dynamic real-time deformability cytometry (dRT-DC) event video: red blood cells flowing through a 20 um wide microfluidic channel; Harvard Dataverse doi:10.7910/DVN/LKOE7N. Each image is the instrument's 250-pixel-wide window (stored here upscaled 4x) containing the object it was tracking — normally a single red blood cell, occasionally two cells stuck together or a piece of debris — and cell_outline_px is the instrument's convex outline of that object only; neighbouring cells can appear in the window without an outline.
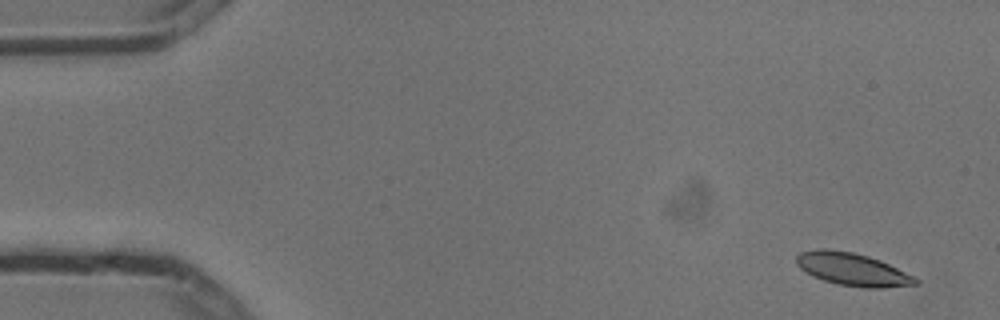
{"species": "common noctule bat (a hibernating species)", "species_latin": "Nyctalus noctula", "temperature_condition": "cold", "stored_images_in_passage": 6, "camera_frame_rate_fps": 3000, "um_per_image_px": 0.085, "animal": {"sex": "male", "body_mass_g": 13.3}, "frame": {"image": 1, "passage_image": 1, "time_ms": 0.0, "image_size_px": [1000, 320], "cell_outline_px": [[920, 284], [884, 288], [864, 288], [836, 284], [812, 276], [800, 268], [796, 264], [796, 256], [800, 252], [820, 248], [824, 248], [852, 252], [868, 256], [880, 260], [916, 276], [920, 280]], "centroid_in_image_um": [72.5, 22.9], "position_along_channel_um": 12.5, "area_um2": 23.0}}